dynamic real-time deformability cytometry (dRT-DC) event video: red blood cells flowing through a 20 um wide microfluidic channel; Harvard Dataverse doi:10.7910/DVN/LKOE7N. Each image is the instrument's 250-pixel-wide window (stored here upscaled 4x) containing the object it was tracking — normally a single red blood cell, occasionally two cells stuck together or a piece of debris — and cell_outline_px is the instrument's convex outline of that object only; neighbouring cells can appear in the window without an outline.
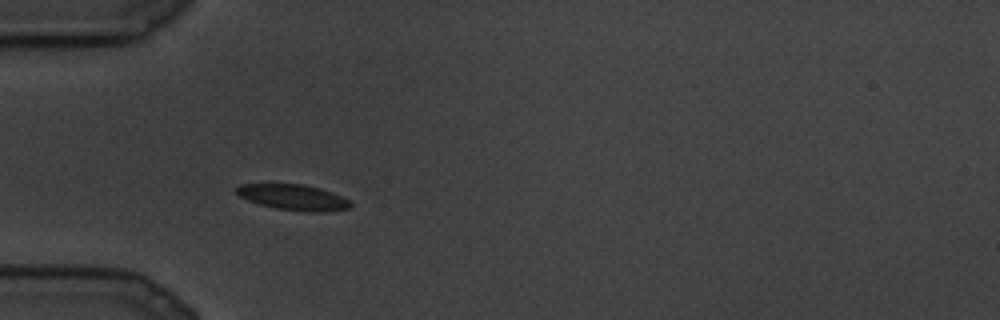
{"species": "common noctule bat (a hibernating species)", "species_latin": "Nyctalus noctula", "temperature_condition": "cold", "stored_images_in_passage": 11, "camera_frame_rate_fps": 3000, "um_per_image_px": 0.085, "animal": {"sex": "male", "body_mass_g": 19.5, "forearm_length_mm": 54.6}, "frame": {"image": 1, "passage_image": 2, "time_ms": 0.333, "image_size_px": [1000, 320], "cell_outline_px": [[352, 208], [324, 212], [304, 212], [276, 208], [260, 204], [248, 200], [240, 196], [236, 192], [236, 188], [240, 184], [304, 184], [320, 188], [332, 192], [348, 200], [352, 204]], "centroid_in_image_um": [24.96, 16.77], "position_along_channel_um": 60.0, "area_um2": 17.05}}
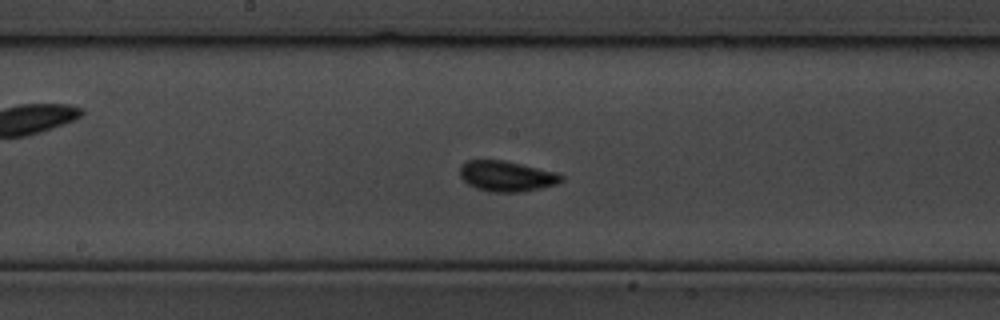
{"frame": {"image": 2, "passage_image": 8, "time_ms": 2.333, "image_size_px": [1000, 320], "cell_outline_px": [[564, 180], [556, 184], [540, 188], [520, 192], [488, 192], [476, 188], [468, 184], [460, 176], [460, 168], [468, 160], [504, 160], [556, 172], [564, 176]], "centroid_in_image_um": [43.07, 14.98], "position_along_channel_um": 205.1, "area_um2": 17.98}}
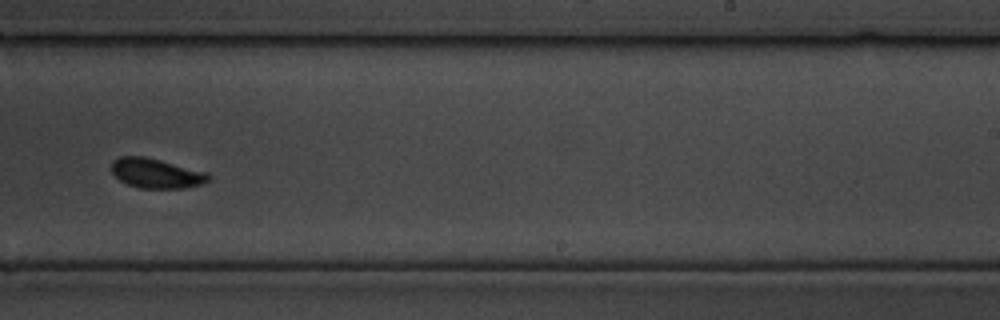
{"frame": {"image": 3, "passage_image": 10, "time_ms": 3.0, "image_size_px": [1000, 320], "cell_outline_px": [[212, 180], [200, 184], [184, 188], [140, 188], [128, 184], [120, 180], [112, 172], [112, 160], [120, 156], [144, 156], [208, 172], [212, 176]], "centroid_in_image_um": [13.31, 14.73], "position_along_channel_um": 275.7, "area_um2": 16.82}}